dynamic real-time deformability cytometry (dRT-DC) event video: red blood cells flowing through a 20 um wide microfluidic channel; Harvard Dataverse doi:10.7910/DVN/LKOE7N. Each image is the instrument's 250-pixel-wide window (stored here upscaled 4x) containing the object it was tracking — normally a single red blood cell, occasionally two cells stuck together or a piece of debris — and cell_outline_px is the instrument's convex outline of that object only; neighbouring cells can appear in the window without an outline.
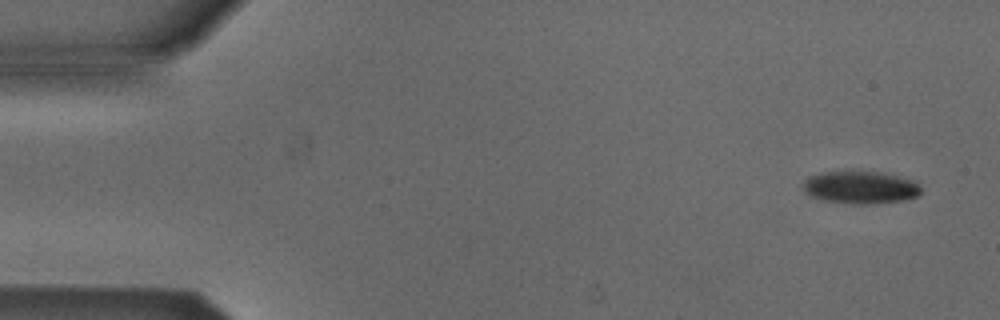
{"species": "Egyptian fruit bat (a non-hibernating species)", "species_latin": "Rousettus aegyptiacus", "temperature_condition": "cold", "stored_images_in_passage": 5, "camera_frame_rate_fps": 3000, "um_per_image_px": 0.085, "animal": {"sex": "male"}, "frame": {"image": 1, "passage_image": 1, "time_ms": 0.0, "image_size_px": [1000, 320], "cell_outline_px": [[920, 192], [916, 196], [904, 200], [868, 204], [852, 204], [824, 200], [812, 196], [804, 188], [804, 184], [808, 176], [820, 172], [852, 168], [880, 172], [916, 180], [920, 188]], "centroid_in_image_um": [73.14, 15.87], "position_along_channel_um": 11.9, "area_um2": 22.95}}
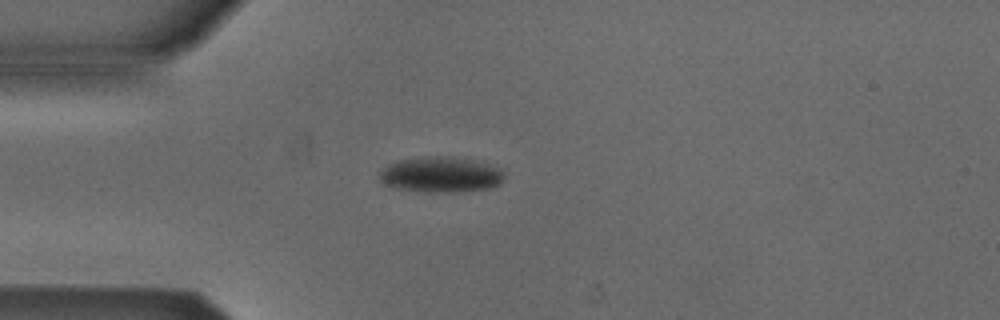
{"frame": {"image": 2, "passage_image": 4, "time_ms": 1.0, "image_size_px": [1000, 320], "cell_outline_px": [[504, 180], [500, 184], [492, 188], [456, 192], [416, 192], [392, 188], [384, 184], [380, 180], [380, 172], [388, 164], [400, 160], [444, 156], [448, 156], [476, 160], [504, 168]], "centroid_in_image_um": [37.53, 14.86], "position_along_channel_um": 47.5, "area_um2": 26.24}}